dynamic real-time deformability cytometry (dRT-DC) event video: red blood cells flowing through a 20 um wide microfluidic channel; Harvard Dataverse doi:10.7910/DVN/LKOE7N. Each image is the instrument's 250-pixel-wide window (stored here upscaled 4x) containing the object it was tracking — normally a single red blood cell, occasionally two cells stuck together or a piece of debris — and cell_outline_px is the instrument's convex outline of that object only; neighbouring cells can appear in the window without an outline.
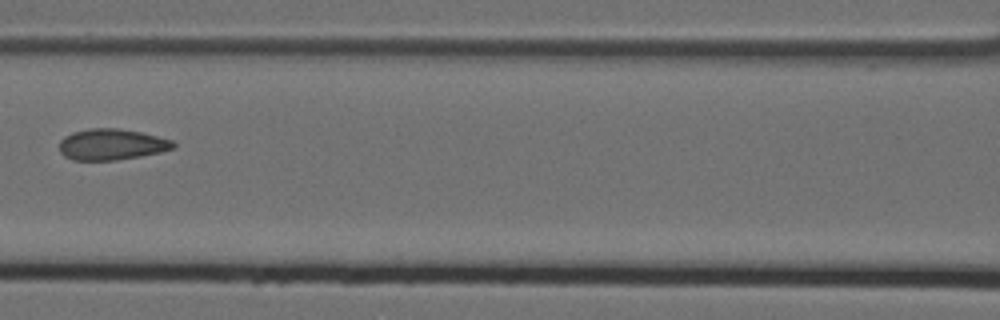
{"species": "Egyptian fruit bat (a non-hibernating species)", "species_latin": "Rousettus aegyptiacus", "temperature_condition": "cold", "stored_images_in_passage": 8, "camera_frame_rate_fps": 3000, "um_per_image_px": 0.085, "animal": {"sex": "female"}, "frame": {"image": 1, "passage_image": 8, "time_ms": 2.333, "image_size_px": [1000, 320], "cell_outline_px": [[176, 148], [160, 152], [140, 156], [116, 160], [72, 160], [64, 156], [60, 152], [60, 140], [64, 136], [72, 132], [88, 128], [116, 128], [140, 132], [172, 140], [176, 144]], "centroid_in_image_um": [9.47, 12.27], "position_along_channel_um": 157.1, "area_um2": 20.69}}